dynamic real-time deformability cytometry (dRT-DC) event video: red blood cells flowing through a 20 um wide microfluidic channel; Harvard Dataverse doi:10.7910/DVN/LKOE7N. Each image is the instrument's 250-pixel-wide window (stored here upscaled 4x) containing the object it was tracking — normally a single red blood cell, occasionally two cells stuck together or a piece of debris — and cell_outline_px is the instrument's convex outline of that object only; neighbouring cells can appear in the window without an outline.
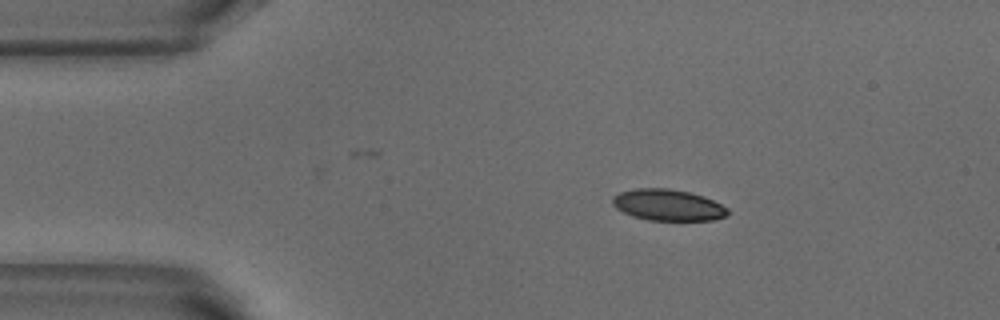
{"species": "common noctule bat (a hibernating species)", "species_latin": "Nyctalus noctula", "temperature_condition": "warm", "stored_images_in_passage": 3, "camera_frame_rate_fps": 3000, "um_per_image_px": 0.085, "animal": {"sex": "male", "body_mass_g": 18.8}, "frame": {"image": 1, "passage_image": 2, "time_ms": 0.333, "image_size_px": [1000, 320], "cell_outline_px": [[728, 216], [712, 220], [648, 220], [632, 216], [616, 208], [612, 204], [612, 196], [620, 192], [636, 188], [668, 188], [688, 192], [704, 196], [728, 208]], "centroid_in_image_um": [56.76, 17.42], "position_along_channel_um": 28.2, "area_um2": 21.04}}